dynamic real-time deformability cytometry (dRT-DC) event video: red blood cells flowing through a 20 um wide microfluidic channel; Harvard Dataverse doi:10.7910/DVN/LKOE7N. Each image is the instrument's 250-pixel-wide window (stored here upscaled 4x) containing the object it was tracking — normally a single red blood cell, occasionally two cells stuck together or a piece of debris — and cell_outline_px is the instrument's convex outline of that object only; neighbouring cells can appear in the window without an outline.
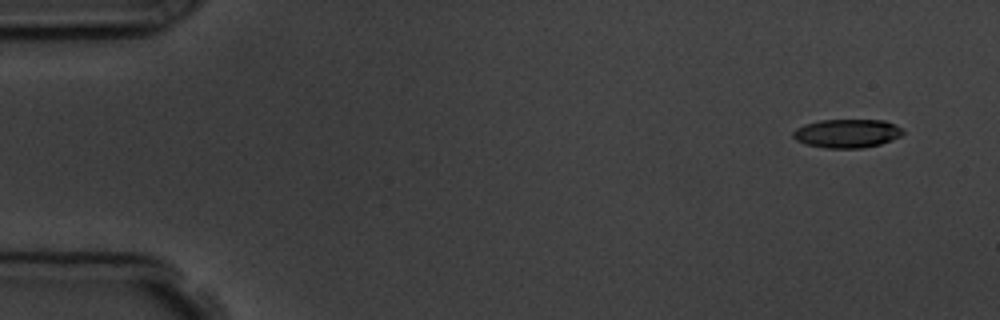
{"species": "common noctule bat (a hibernating species)", "species_latin": "Nyctalus noctula", "temperature_condition": "room temperature", "stored_images_in_passage": 4, "camera_frame_rate_fps": 3000, "um_per_image_px": 0.085, "animal": {"sex": "male", "body_mass_g": 19.5, "forearm_length_mm": 54.6}, "frame": {"image": 1, "passage_image": 1, "time_ms": 0.0, "image_size_px": [1000, 320], "cell_outline_px": [[904, 132], [900, 136], [892, 140], [880, 144], [860, 148], [828, 148], [804, 144], [796, 140], [792, 136], [792, 132], [796, 128], [804, 124], [820, 120], [884, 120], [900, 128]], "centroid_in_image_um": [71.95, 11.34], "position_along_channel_um": 13.1, "area_um2": 18.26}}